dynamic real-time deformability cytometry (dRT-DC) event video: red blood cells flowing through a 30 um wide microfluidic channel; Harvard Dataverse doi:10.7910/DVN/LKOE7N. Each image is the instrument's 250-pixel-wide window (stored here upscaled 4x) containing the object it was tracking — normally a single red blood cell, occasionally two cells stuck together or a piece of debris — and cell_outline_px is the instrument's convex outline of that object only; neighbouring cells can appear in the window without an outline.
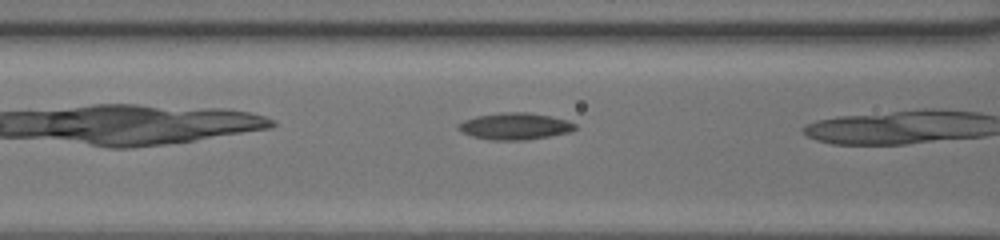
{"species": "common noctule bat (a hibernating species)", "species_latin": "Nyctalus noctula", "temperature_condition": "room temperature", "stored_images_in_passage": 7, "camera_frame_rate_fps": 3000, "um_per_image_px": 0.085, "animal": {"sex": "female", "body_mass_g": 20.0, "forearm_length_mm": 54.0}, "frame": {"image": 1, "passage_image": 6, "time_ms": 1.667, "image_size_px": [1000, 240], "cell_outline_px": [[576, 128], [572, 132], [552, 136], [524, 140], [488, 140], [472, 136], [456, 128], [456, 124], [464, 120], [476, 116], [500, 112], [528, 112], [552, 116], [568, 120], [576, 124]], "centroid_in_image_um": [43.79, 10.73], "position_along_channel_um": 122.8, "area_um2": 18.5}}